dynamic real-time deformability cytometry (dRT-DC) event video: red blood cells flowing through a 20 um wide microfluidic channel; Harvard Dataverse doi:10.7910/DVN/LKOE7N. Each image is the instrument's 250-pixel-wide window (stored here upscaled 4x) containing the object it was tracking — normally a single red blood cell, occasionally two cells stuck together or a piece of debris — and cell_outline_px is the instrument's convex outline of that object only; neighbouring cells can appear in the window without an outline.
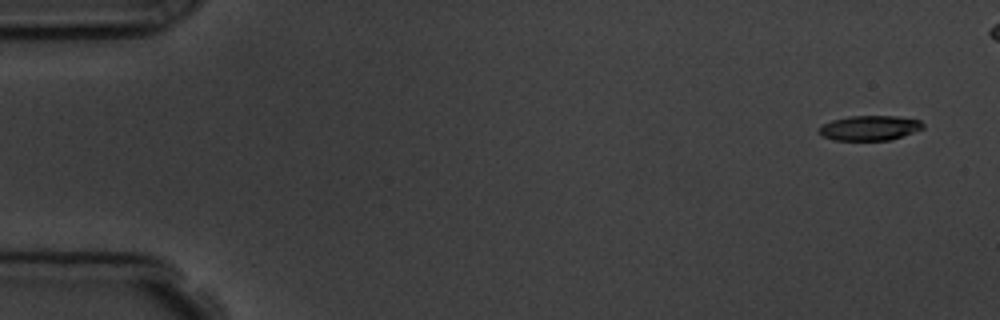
{"species": "common noctule bat (a hibernating species)", "species_latin": "Nyctalus noctula", "temperature_condition": "room temperature", "stored_images_in_passage": 6, "camera_frame_rate_fps": 3000, "um_per_image_px": 0.085, "animal": {"sex": "male", "body_mass_g": 19.5, "forearm_length_mm": 54.6}, "frame": {"image": 1, "passage_image": 1, "time_ms": 0.0, "image_size_px": [1000, 320], "cell_outline_px": [[924, 128], [892, 140], [832, 140], [820, 136], [820, 128], [824, 124], [832, 120], [848, 116], [896, 116], [920, 120], [924, 124]], "centroid_in_image_um": [73.93, 10.88], "position_along_channel_um": 11.1, "area_um2": 15.09}}